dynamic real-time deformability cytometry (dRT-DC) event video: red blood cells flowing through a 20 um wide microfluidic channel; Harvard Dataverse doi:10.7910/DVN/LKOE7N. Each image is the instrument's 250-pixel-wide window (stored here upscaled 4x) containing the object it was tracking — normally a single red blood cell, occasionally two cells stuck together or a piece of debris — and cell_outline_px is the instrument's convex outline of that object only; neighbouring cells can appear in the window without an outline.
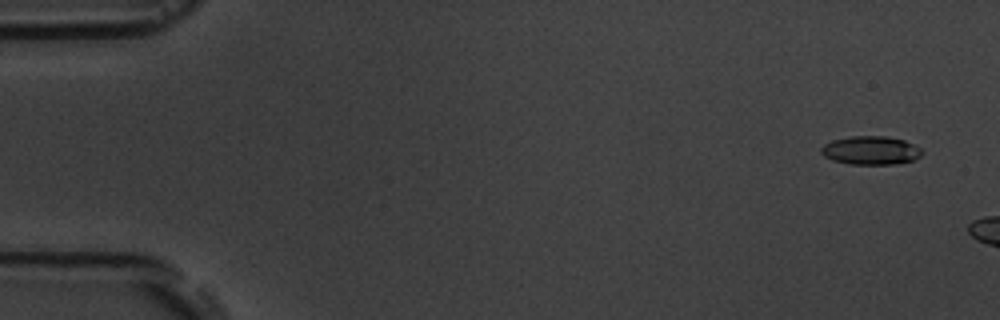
{"species": "common noctule bat (a hibernating species)", "species_latin": "Nyctalus noctula", "temperature_condition": "room temperature", "stored_images_in_passage": 3, "camera_frame_rate_fps": 3000, "um_per_image_px": 0.085, "animal": {"sex": "male", "body_mass_g": 19.5, "forearm_length_mm": 54.6}, "frame": {"image": 1, "passage_image": 1, "time_ms": 0.0, "image_size_px": [1000, 320], "cell_outline_px": [[924, 152], [920, 156], [912, 160], [896, 164], [848, 164], [832, 160], [824, 156], [820, 152], [820, 148], [824, 144], [832, 140], [848, 136], [884, 136], [904, 140], [920, 148]], "centroid_in_image_um": [73.98, 12.78], "position_along_channel_um": 11.0, "area_um2": 16.82}}